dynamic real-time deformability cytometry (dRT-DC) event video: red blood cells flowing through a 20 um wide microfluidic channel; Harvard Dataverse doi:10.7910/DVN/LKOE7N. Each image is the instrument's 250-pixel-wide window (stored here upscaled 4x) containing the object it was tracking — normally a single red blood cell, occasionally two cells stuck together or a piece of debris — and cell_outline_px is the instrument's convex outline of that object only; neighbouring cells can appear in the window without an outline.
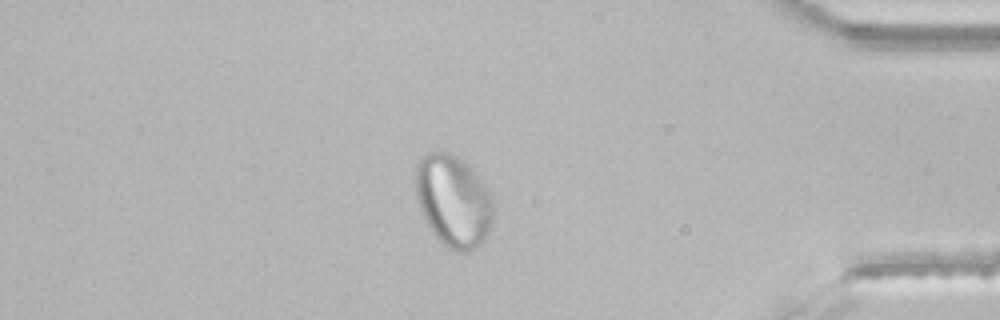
{"species": "common noctule bat (a hibernating species)", "species_latin": "Nyctalus noctula", "temperature_condition": "room temperature", "stored_images_in_passage": 43, "camera_frame_rate_fps": 3000, "um_per_image_px": 0.085, "animal": {"sex": "male", "body_mass_g": 21.5, "forearm_length_mm": 52.0}, "frame": {"image": 1, "passage_image": 37, "time_ms": 12.0, "image_size_px": [1000, 320], "cell_outline_px": [[492, 224], [484, 240], [476, 248], [468, 252], [456, 252], [448, 248], [432, 232], [420, 208], [416, 196], [416, 164], [428, 152], [448, 152], [456, 156], [472, 168], [476, 172], [488, 188], [492, 196]], "centroid_in_image_um": [38.55, 17.08], "position_along_channel_um": 396.6, "area_um2": 41.56}}